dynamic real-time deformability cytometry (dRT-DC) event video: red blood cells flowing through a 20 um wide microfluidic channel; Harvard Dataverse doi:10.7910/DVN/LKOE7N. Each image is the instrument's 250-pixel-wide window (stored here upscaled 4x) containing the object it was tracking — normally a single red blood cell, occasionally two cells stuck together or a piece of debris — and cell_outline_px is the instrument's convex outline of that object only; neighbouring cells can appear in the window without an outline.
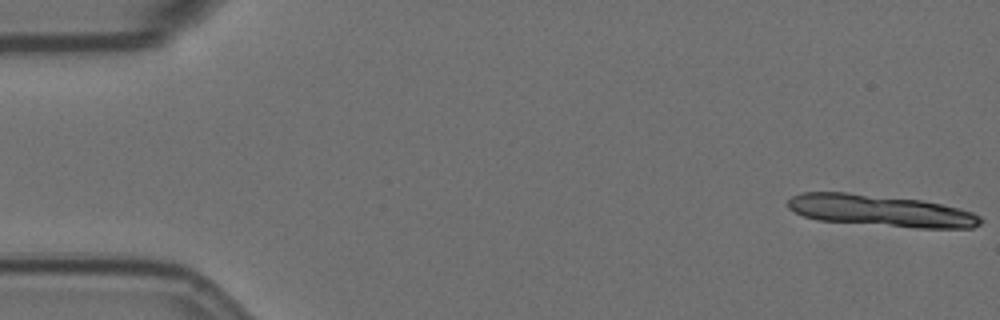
{"species": "Egyptian fruit bat (a non-hibernating species)", "species_latin": "Rousettus aegyptiacus", "temperature_condition": "room temperature", "stored_images_in_passage": 11, "camera_frame_rate_fps": 3000, "um_per_image_px": 0.085, "animal": {"sex": "female"}, "frame": {"image": 1, "passage_image": 1, "time_ms": 0.0, "image_size_px": [1000, 320], "cell_outline_px": [[984, 220], [980, 224], [972, 228], [916, 228], [816, 220], [804, 216], [788, 208], [788, 200], [792, 196], [800, 192], [848, 192], [920, 200], [960, 208], [972, 212], [980, 216]], "centroid_in_image_um": [74.86, 17.91], "position_along_channel_um": 10.1, "area_um2": 35.66}}